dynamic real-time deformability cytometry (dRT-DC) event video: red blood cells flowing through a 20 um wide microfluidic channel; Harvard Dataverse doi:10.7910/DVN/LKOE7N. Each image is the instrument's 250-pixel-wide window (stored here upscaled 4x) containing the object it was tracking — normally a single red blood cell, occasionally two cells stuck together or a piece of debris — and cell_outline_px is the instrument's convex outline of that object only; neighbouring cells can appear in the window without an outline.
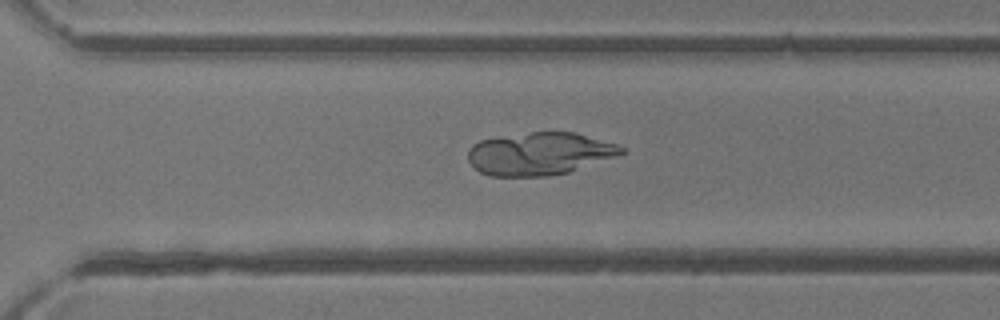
{"species": "common noctule bat (a hibernating species)", "species_latin": "Nyctalus noctula", "temperature_condition": "room temperature", "stored_images_in_passage": 46, "camera_frame_rate_fps": 3000, "um_per_image_px": 0.085, "animal": {"sex": "female"}, "frame": {"image": 1, "passage_image": 31, "time_ms": 10.0, "image_size_px": [1000, 320], "cell_outline_px": [[624, 152], [568, 172], [548, 176], [488, 176], [480, 172], [468, 160], [468, 152], [472, 144], [480, 140], [532, 132], [576, 132], [616, 144], [624, 148]], "centroid_in_image_um": [45.81, 13.06], "position_along_channel_um": 324.8, "area_um2": 37.57}}